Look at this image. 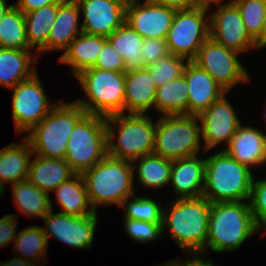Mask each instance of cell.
<instances>
[{
  "label": "cell",
  "instance_id": "cb8c5ba5",
  "mask_svg": "<svg viewBox=\"0 0 266 266\" xmlns=\"http://www.w3.org/2000/svg\"><path fill=\"white\" fill-rule=\"evenodd\" d=\"M24 143H11L0 149V186L5 189V183H18L28 179L31 157L34 156L28 140Z\"/></svg>",
  "mask_w": 266,
  "mask_h": 266
},
{
  "label": "cell",
  "instance_id": "7402d4cb",
  "mask_svg": "<svg viewBox=\"0 0 266 266\" xmlns=\"http://www.w3.org/2000/svg\"><path fill=\"white\" fill-rule=\"evenodd\" d=\"M157 86L149 76L147 67L125 72L124 112L146 114L155 104Z\"/></svg>",
  "mask_w": 266,
  "mask_h": 266
},
{
  "label": "cell",
  "instance_id": "1f68e13d",
  "mask_svg": "<svg viewBox=\"0 0 266 266\" xmlns=\"http://www.w3.org/2000/svg\"><path fill=\"white\" fill-rule=\"evenodd\" d=\"M138 160L137 177L143 186L158 189L170 183L172 160L154 153L141 156L132 163L135 164Z\"/></svg>",
  "mask_w": 266,
  "mask_h": 266
},
{
  "label": "cell",
  "instance_id": "74e56055",
  "mask_svg": "<svg viewBox=\"0 0 266 266\" xmlns=\"http://www.w3.org/2000/svg\"><path fill=\"white\" fill-rule=\"evenodd\" d=\"M126 234L139 243L153 242L163 235L162 224L125 218Z\"/></svg>",
  "mask_w": 266,
  "mask_h": 266
},
{
  "label": "cell",
  "instance_id": "f1b7e54d",
  "mask_svg": "<svg viewBox=\"0 0 266 266\" xmlns=\"http://www.w3.org/2000/svg\"><path fill=\"white\" fill-rule=\"evenodd\" d=\"M107 41L123 58L125 72L145 68L140 52L144 38L128 23L124 22L118 29L113 31L107 37Z\"/></svg>",
  "mask_w": 266,
  "mask_h": 266
},
{
  "label": "cell",
  "instance_id": "d590c367",
  "mask_svg": "<svg viewBox=\"0 0 266 266\" xmlns=\"http://www.w3.org/2000/svg\"><path fill=\"white\" fill-rule=\"evenodd\" d=\"M238 7L249 34L261 48V32L266 14V0H232Z\"/></svg>",
  "mask_w": 266,
  "mask_h": 266
},
{
  "label": "cell",
  "instance_id": "2e32d148",
  "mask_svg": "<svg viewBox=\"0 0 266 266\" xmlns=\"http://www.w3.org/2000/svg\"><path fill=\"white\" fill-rule=\"evenodd\" d=\"M237 116L225 94L198 115L201 139L204 140L206 151L224 141L227 146L229 145L232 136L241 124Z\"/></svg>",
  "mask_w": 266,
  "mask_h": 266
},
{
  "label": "cell",
  "instance_id": "ffe728a7",
  "mask_svg": "<svg viewBox=\"0 0 266 266\" xmlns=\"http://www.w3.org/2000/svg\"><path fill=\"white\" fill-rule=\"evenodd\" d=\"M205 159L197 155L172 161L170 181L177 199L198 198L203 195Z\"/></svg>",
  "mask_w": 266,
  "mask_h": 266
},
{
  "label": "cell",
  "instance_id": "83f0119b",
  "mask_svg": "<svg viewBox=\"0 0 266 266\" xmlns=\"http://www.w3.org/2000/svg\"><path fill=\"white\" fill-rule=\"evenodd\" d=\"M57 12L58 3H52L24 13L28 44L31 49L37 48L36 54L38 55L47 52V40Z\"/></svg>",
  "mask_w": 266,
  "mask_h": 266
},
{
  "label": "cell",
  "instance_id": "4dcf8cb0",
  "mask_svg": "<svg viewBox=\"0 0 266 266\" xmlns=\"http://www.w3.org/2000/svg\"><path fill=\"white\" fill-rule=\"evenodd\" d=\"M14 201L20 210L28 217L43 219L53 209L49 194L38 189L28 179L11 185Z\"/></svg>",
  "mask_w": 266,
  "mask_h": 266
},
{
  "label": "cell",
  "instance_id": "5bb4252c",
  "mask_svg": "<svg viewBox=\"0 0 266 266\" xmlns=\"http://www.w3.org/2000/svg\"><path fill=\"white\" fill-rule=\"evenodd\" d=\"M51 209L44 220V234L77 249H90L97 226L98 214L72 216L64 213L53 214ZM46 227V228H45Z\"/></svg>",
  "mask_w": 266,
  "mask_h": 266
},
{
  "label": "cell",
  "instance_id": "5b68a950",
  "mask_svg": "<svg viewBox=\"0 0 266 266\" xmlns=\"http://www.w3.org/2000/svg\"><path fill=\"white\" fill-rule=\"evenodd\" d=\"M105 121L107 155L133 162L153 152L156 124L146 114H113Z\"/></svg>",
  "mask_w": 266,
  "mask_h": 266
},
{
  "label": "cell",
  "instance_id": "e0dca14e",
  "mask_svg": "<svg viewBox=\"0 0 266 266\" xmlns=\"http://www.w3.org/2000/svg\"><path fill=\"white\" fill-rule=\"evenodd\" d=\"M84 15L83 33L108 37L126 19L128 0H75Z\"/></svg>",
  "mask_w": 266,
  "mask_h": 266
},
{
  "label": "cell",
  "instance_id": "f546056e",
  "mask_svg": "<svg viewBox=\"0 0 266 266\" xmlns=\"http://www.w3.org/2000/svg\"><path fill=\"white\" fill-rule=\"evenodd\" d=\"M154 108L163 116L188 115V84L183 74L157 87Z\"/></svg>",
  "mask_w": 266,
  "mask_h": 266
},
{
  "label": "cell",
  "instance_id": "d6986e66",
  "mask_svg": "<svg viewBox=\"0 0 266 266\" xmlns=\"http://www.w3.org/2000/svg\"><path fill=\"white\" fill-rule=\"evenodd\" d=\"M222 150L251 170L266 163V134L241 123L229 145Z\"/></svg>",
  "mask_w": 266,
  "mask_h": 266
},
{
  "label": "cell",
  "instance_id": "4fadbf2b",
  "mask_svg": "<svg viewBox=\"0 0 266 266\" xmlns=\"http://www.w3.org/2000/svg\"><path fill=\"white\" fill-rule=\"evenodd\" d=\"M209 37L225 48L243 53L258 49L257 41L249 34L237 5L230 1L209 15Z\"/></svg>",
  "mask_w": 266,
  "mask_h": 266
},
{
  "label": "cell",
  "instance_id": "f35d334b",
  "mask_svg": "<svg viewBox=\"0 0 266 266\" xmlns=\"http://www.w3.org/2000/svg\"><path fill=\"white\" fill-rule=\"evenodd\" d=\"M249 202L258 229H266V178L257 181L253 178Z\"/></svg>",
  "mask_w": 266,
  "mask_h": 266
},
{
  "label": "cell",
  "instance_id": "603a6c76",
  "mask_svg": "<svg viewBox=\"0 0 266 266\" xmlns=\"http://www.w3.org/2000/svg\"><path fill=\"white\" fill-rule=\"evenodd\" d=\"M107 38L103 36L80 33L63 52L59 62L69 64L74 76L93 68L98 60Z\"/></svg>",
  "mask_w": 266,
  "mask_h": 266
},
{
  "label": "cell",
  "instance_id": "8d00e7d4",
  "mask_svg": "<svg viewBox=\"0 0 266 266\" xmlns=\"http://www.w3.org/2000/svg\"><path fill=\"white\" fill-rule=\"evenodd\" d=\"M188 61L174 54L160 58L154 64L148 66L149 76L157 87L179 78Z\"/></svg>",
  "mask_w": 266,
  "mask_h": 266
},
{
  "label": "cell",
  "instance_id": "60d3db41",
  "mask_svg": "<svg viewBox=\"0 0 266 266\" xmlns=\"http://www.w3.org/2000/svg\"><path fill=\"white\" fill-rule=\"evenodd\" d=\"M93 68L125 72V64L123 58L118 52L114 50V48L108 41L103 45L98 60Z\"/></svg>",
  "mask_w": 266,
  "mask_h": 266
},
{
  "label": "cell",
  "instance_id": "30bf717a",
  "mask_svg": "<svg viewBox=\"0 0 266 266\" xmlns=\"http://www.w3.org/2000/svg\"><path fill=\"white\" fill-rule=\"evenodd\" d=\"M208 10L192 8L176 11L166 42L169 52L193 61L203 42L209 37ZM207 19V20H206Z\"/></svg>",
  "mask_w": 266,
  "mask_h": 266
},
{
  "label": "cell",
  "instance_id": "7dc6e473",
  "mask_svg": "<svg viewBox=\"0 0 266 266\" xmlns=\"http://www.w3.org/2000/svg\"><path fill=\"white\" fill-rule=\"evenodd\" d=\"M224 0H195V8H202L209 10L210 9V4L215 3L217 5H222L221 2ZM232 1V0H230Z\"/></svg>",
  "mask_w": 266,
  "mask_h": 266
},
{
  "label": "cell",
  "instance_id": "7bdbcfd3",
  "mask_svg": "<svg viewBox=\"0 0 266 266\" xmlns=\"http://www.w3.org/2000/svg\"><path fill=\"white\" fill-rule=\"evenodd\" d=\"M61 1L63 0H18L16 3H13V5L17 9H20L23 13H27L43 6L52 3H59Z\"/></svg>",
  "mask_w": 266,
  "mask_h": 266
},
{
  "label": "cell",
  "instance_id": "7c38bea8",
  "mask_svg": "<svg viewBox=\"0 0 266 266\" xmlns=\"http://www.w3.org/2000/svg\"><path fill=\"white\" fill-rule=\"evenodd\" d=\"M12 90V117L17 133L29 132L40 123L58 102L50 105L37 72Z\"/></svg>",
  "mask_w": 266,
  "mask_h": 266
},
{
  "label": "cell",
  "instance_id": "6da1fadb",
  "mask_svg": "<svg viewBox=\"0 0 266 266\" xmlns=\"http://www.w3.org/2000/svg\"><path fill=\"white\" fill-rule=\"evenodd\" d=\"M249 200L211 203L208 237L204 253L234 251L251 235L258 233Z\"/></svg>",
  "mask_w": 266,
  "mask_h": 266
},
{
  "label": "cell",
  "instance_id": "bcb514c9",
  "mask_svg": "<svg viewBox=\"0 0 266 266\" xmlns=\"http://www.w3.org/2000/svg\"><path fill=\"white\" fill-rule=\"evenodd\" d=\"M0 266H42V264L38 265V262H33L14 257L4 263L0 262Z\"/></svg>",
  "mask_w": 266,
  "mask_h": 266
},
{
  "label": "cell",
  "instance_id": "681fc988",
  "mask_svg": "<svg viewBox=\"0 0 266 266\" xmlns=\"http://www.w3.org/2000/svg\"><path fill=\"white\" fill-rule=\"evenodd\" d=\"M265 48L266 47V14H265V18L263 21V27H262V32H261V48Z\"/></svg>",
  "mask_w": 266,
  "mask_h": 266
},
{
  "label": "cell",
  "instance_id": "816d5d0a",
  "mask_svg": "<svg viewBox=\"0 0 266 266\" xmlns=\"http://www.w3.org/2000/svg\"><path fill=\"white\" fill-rule=\"evenodd\" d=\"M3 193H5V190H3L2 187L0 186V197L3 196Z\"/></svg>",
  "mask_w": 266,
  "mask_h": 266
},
{
  "label": "cell",
  "instance_id": "ab89813d",
  "mask_svg": "<svg viewBox=\"0 0 266 266\" xmlns=\"http://www.w3.org/2000/svg\"><path fill=\"white\" fill-rule=\"evenodd\" d=\"M140 52L144 61V67L154 64L160 58L170 54L166 39L158 38L144 39Z\"/></svg>",
  "mask_w": 266,
  "mask_h": 266
},
{
  "label": "cell",
  "instance_id": "836d02e7",
  "mask_svg": "<svg viewBox=\"0 0 266 266\" xmlns=\"http://www.w3.org/2000/svg\"><path fill=\"white\" fill-rule=\"evenodd\" d=\"M14 243L15 253H20L19 256L21 255V257L15 258L29 261L33 259V262L34 260L37 262L41 261L42 257L47 256L48 242L43 227L41 226L34 224L26 229L20 230L14 239Z\"/></svg>",
  "mask_w": 266,
  "mask_h": 266
},
{
  "label": "cell",
  "instance_id": "f907efd6",
  "mask_svg": "<svg viewBox=\"0 0 266 266\" xmlns=\"http://www.w3.org/2000/svg\"><path fill=\"white\" fill-rule=\"evenodd\" d=\"M158 266H180V264L176 260H172V261L167 262L164 265H158Z\"/></svg>",
  "mask_w": 266,
  "mask_h": 266
},
{
  "label": "cell",
  "instance_id": "44dd1931",
  "mask_svg": "<svg viewBox=\"0 0 266 266\" xmlns=\"http://www.w3.org/2000/svg\"><path fill=\"white\" fill-rule=\"evenodd\" d=\"M80 8L75 0H63L58 3L55 23L50 29L47 40V52L65 51L70 43L82 33L79 27Z\"/></svg>",
  "mask_w": 266,
  "mask_h": 266
},
{
  "label": "cell",
  "instance_id": "9a60e30c",
  "mask_svg": "<svg viewBox=\"0 0 266 266\" xmlns=\"http://www.w3.org/2000/svg\"><path fill=\"white\" fill-rule=\"evenodd\" d=\"M176 10L154 3L152 0H128L126 19L136 32L144 39H166L172 26Z\"/></svg>",
  "mask_w": 266,
  "mask_h": 266
},
{
  "label": "cell",
  "instance_id": "484cf974",
  "mask_svg": "<svg viewBox=\"0 0 266 266\" xmlns=\"http://www.w3.org/2000/svg\"><path fill=\"white\" fill-rule=\"evenodd\" d=\"M74 174L64 159L36 155L35 159L30 161L28 180L49 194Z\"/></svg>",
  "mask_w": 266,
  "mask_h": 266
},
{
  "label": "cell",
  "instance_id": "277c9868",
  "mask_svg": "<svg viewBox=\"0 0 266 266\" xmlns=\"http://www.w3.org/2000/svg\"><path fill=\"white\" fill-rule=\"evenodd\" d=\"M135 168L130 161L106 155L81 174L95 212L99 204L120 206L127 197L134 196Z\"/></svg>",
  "mask_w": 266,
  "mask_h": 266
},
{
  "label": "cell",
  "instance_id": "ac0fdd59",
  "mask_svg": "<svg viewBox=\"0 0 266 266\" xmlns=\"http://www.w3.org/2000/svg\"><path fill=\"white\" fill-rule=\"evenodd\" d=\"M183 75L188 84V115L198 116L227 92L212 76L193 61H188Z\"/></svg>",
  "mask_w": 266,
  "mask_h": 266
},
{
  "label": "cell",
  "instance_id": "e575fe53",
  "mask_svg": "<svg viewBox=\"0 0 266 266\" xmlns=\"http://www.w3.org/2000/svg\"><path fill=\"white\" fill-rule=\"evenodd\" d=\"M119 207H125L124 218L163 224L164 208L148 196L127 197Z\"/></svg>",
  "mask_w": 266,
  "mask_h": 266
},
{
  "label": "cell",
  "instance_id": "d4e9b609",
  "mask_svg": "<svg viewBox=\"0 0 266 266\" xmlns=\"http://www.w3.org/2000/svg\"><path fill=\"white\" fill-rule=\"evenodd\" d=\"M32 51L0 48V86L12 89L36 73V68L30 67L33 62H37V54L32 55Z\"/></svg>",
  "mask_w": 266,
  "mask_h": 266
},
{
  "label": "cell",
  "instance_id": "8fae6325",
  "mask_svg": "<svg viewBox=\"0 0 266 266\" xmlns=\"http://www.w3.org/2000/svg\"><path fill=\"white\" fill-rule=\"evenodd\" d=\"M238 55L239 52L225 48L208 37L198 50L193 62L209 73L214 81L228 93L237 83L251 80Z\"/></svg>",
  "mask_w": 266,
  "mask_h": 266
},
{
  "label": "cell",
  "instance_id": "ee69618b",
  "mask_svg": "<svg viewBox=\"0 0 266 266\" xmlns=\"http://www.w3.org/2000/svg\"><path fill=\"white\" fill-rule=\"evenodd\" d=\"M154 3L176 11L195 8V0H152Z\"/></svg>",
  "mask_w": 266,
  "mask_h": 266
},
{
  "label": "cell",
  "instance_id": "3957f363",
  "mask_svg": "<svg viewBox=\"0 0 266 266\" xmlns=\"http://www.w3.org/2000/svg\"><path fill=\"white\" fill-rule=\"evenodd\" d=\"M254 177L252 170L221 150L205 159L202 196L211 203L247 201Z\"/></svg>",
  "mask_w": 266,
  "mask_h": 266
},
{
  "label": "cell",
  "instance_id": "9c48e42d",
  "mask_svg": "<svg viewBox=\"0 0 266 266\" xmlns=\"http://www.w3.org/2000/svg\"><path fill=\"white\" fill-rule=\"evenodd\" d=\"M196 115H164L156 123V155L177 160L198 155L201 149V126Z\"/></svg>",
  "mask_w": 266,
  "mask_h": 266
},
{
  "label": "cell",
  "instance_id": "b9f144b4",
  "mask_svg": "<svg viewBox=\"0 0 266 266\" xmlns=\"http://www.w3.org/2000/svg\"><path fill=\"white\" fill-rule=\"evenodd\" d=\"M16 217L15 214H7L0 218V247L13 242L18 234L16 232Z\"/></svg>",
  "mask_w": 266,
  "mask_h": 266
},
{
  "label": "cell",
  "instance_id": "52a82bcc",
  "mask_svg": "<svg viewBox=\"0 0 266 266\" xmlns=\"http://www.w3.org/2000/svg\"><path fill=\"white\" fill-rule=\"evenodd\" d=\"M75 77L87 99L74 102L86 113L103 117L124 113L125 72L89 68Z\"/></svg>",
  "mask_w": 266,
  "mask_h": 266
},
{
  "label": "cell",
  "instance_id": "ba28073f",
  "mask_svg": "<svg viewBox=\"0 0 266 266\" xmlns=\"http://www.w3.org/2000/svg\"><path fill=\"white\" fill-rule=\"evenodd\" d=\"M107 155L105 117L85 113L72 130L64 160L75 174H82Z\"/></svg>",
  "mask_w": 266,
  "mask_h": 266
},
{
  "label": "cell",
  "instance_id": "4316f807",
  "mask_svg": "<svg viewBox=\"0 0 266 266\" xmlns=\"http://www.w3.org/2000/svg\"><path fill=\"white\" fill-rule=\"evenodd\" d=\"M53 192L56 194L58 204L62 207L61 213L72 216H87L96 213L90 204L81 174H74Z\"/></svg>",
  "mask_w": 266,
  "mask_h": 266
},
{
  "label": "cell",
  "instance_id": "8992f818",
  "mask_svg": "<svg viewBox=\"0 0 266 266\" xmlns=\"http://www.w3.org/2000/svg\"><path fill=\"white\" fill-rule=\"evenodd\" d=\"M85 113L75 102H58L48 115L29 131L30 134L25 136L33 155L64 159L70 134L76 122Z\"/></svg>",
  "mask_w": 266,
  "mask_h": 266
},
{
  "label": "cell",
  "instance_id": "7a4b0ae2",
  "mask_svg": "<svg viewBox=\"0 0 266 266\" xmlns=\"http://www.w3.org/2000/svg\"><path fill=\"white\" fill-rule=\"evenodd\" d=\"M169 212L163 210L162 232L167 230L187 254L204 253L208 237L211 202L206 197L174 199ZM166 228V229H165Z\"/></svg>",
  "mask_w": 266,
  "mask_h": 266
},
{
  "label": "cell",
  "instance_id": "c3c4849f",
  "mask_svg": "<svg viewBox=\"0 0 266 266\" xmlns=\"http://www.w3.org/2000/svg\"><path fill=\"white\" fill-rule=\"evenodd\" d=\"M6 0H0V20L14 6L13 3L6 5Z\"/></svg>",
  "mask_w": 266,
  "mask_h": 266
},
{
  "label": "cell",
  "instance_id": "d6a6232c",
  "mask_svg": "<svg viewBox=\"0 0 266 266\" xmlns=\"http://www.w3.org/2000/svg\"><path fill=\"white\" fill-rule=\"evenodd\" d=\"M0 48L31 49L26 36L24 13L14 6L0 20Z\"/></svg>",
  "mask_w": 266,
  "mask_h": 266
},
{
  "label": "cell",
  "instance_id": "f6af8a7d",
  "mask_svg": "<svg viewBox=\"0 0 266 266\" xmlns=\"http://www.w3.org/2000/svg\"><path fill=\"white\" fill-rule=\"evenodd\" d=\"M200 253H191V255L194 257V258H191V259H186V261H181V259L179 258L178 259H175L179 264L180 266H214L213 262L211 261H208L206 258H200V257H197L199 256Z\"/></svg>",
  "mask_w": 266,
  "mask_h": 266
}]
</instances>
